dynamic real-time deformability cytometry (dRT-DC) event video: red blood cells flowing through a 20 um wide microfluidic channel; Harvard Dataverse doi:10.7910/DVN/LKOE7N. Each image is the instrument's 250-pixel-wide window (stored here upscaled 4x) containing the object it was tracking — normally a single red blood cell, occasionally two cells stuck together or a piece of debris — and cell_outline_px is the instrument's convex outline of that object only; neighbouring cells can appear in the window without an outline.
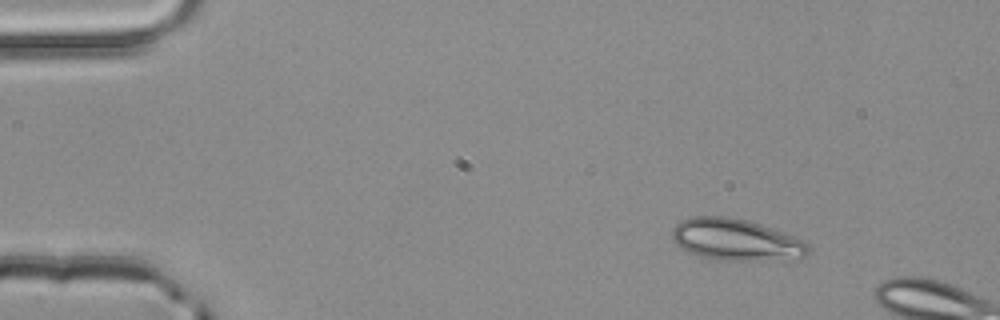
{"species": "common noctule bat (a hibernating species)", "species_latin": "Nyctalus noctula", "temperature_condition": "room temperature", "stored_images_in_passage": 2, "camera_frame_rate_fps": 3000, "um_per_image_px": 0.085, "animal": {"sex": "male", "body_mass_g": 20.4}, "frame": {"image": 1, "passage_image": 1, "time_ms": 0.0, "image_size_px": [1000, 320], "cell_outline_px": [[808, 252], [804, 256], [784, 260], [716, 260], [700, 256], [680, 248], [676, 244], [672, 236], [672, 232], [676, 224], [680, 220], [692, 216], [728, 216], [748, 220], [760, 224], [792, 236], [808, 244]], "centroid_in_image_um": [62.5, 20.37], "position_along_channel_um": 22.5, "area_um2": 32.89}}